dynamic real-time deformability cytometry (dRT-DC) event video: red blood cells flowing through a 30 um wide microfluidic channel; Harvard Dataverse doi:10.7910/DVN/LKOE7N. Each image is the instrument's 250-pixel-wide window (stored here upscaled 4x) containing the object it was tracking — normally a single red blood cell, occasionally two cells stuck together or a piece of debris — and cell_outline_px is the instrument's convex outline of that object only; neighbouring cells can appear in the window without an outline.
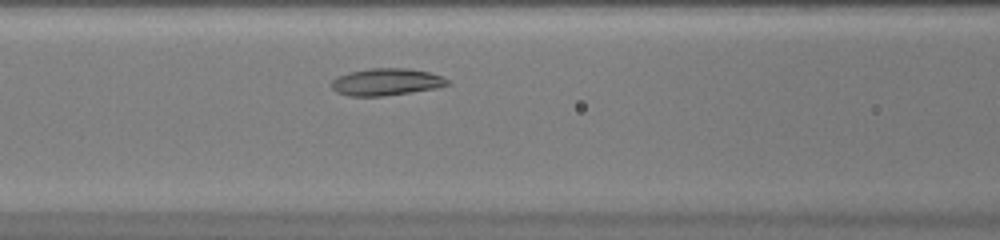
{"species": "common noctule bat (a hibernating species)", "species_latin": "Nyctalus noctula", "temperature_condition": "warm", "stored_images_in_passage": 27, "camera_frame_rate_fps": 3000, "um_per_image_px": 0.085, "animal": {"sex": "female", "body_mass_g": 20.0, "forearm_length_mm": 54.0}, "frame": {"image": 1, "passage_image": 8, "time_ms": 2.333, "image_size_px": [1000, 240], "cell_outline_px": [[452, 84], [436, 88], [380, 96], [348, 96], [336, 92], [332, 88], [332, 80], [336, 76], [348, 72], [368, 68], [408, 68], [428, 72], [444, 76]], "centroid_in_image_um": [32.82, 6.95], "position_along_channel_um": 133.8, "area_um2": 18.38}}
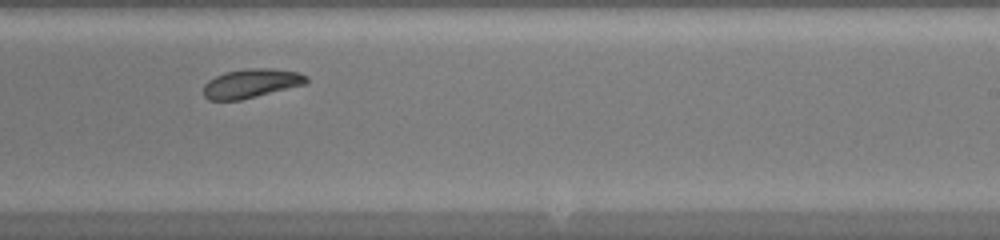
{"frame": {"image": 2, "passage_image": 17, "time_ms": 5.333, "image_size_px": [1000, 240], "cell_outline_px": [[308, 80], [304, 84], [240, 100], [208, 100], [204, 96], [204, 84], [208, 80], [224, 72], [248, 68], [272, 68], [300, 72], [308, 76]], "centroid_in_image_um": [21.34, 7.07], "position_along_channel_um": 267.7, "area_um2": 17.34}}
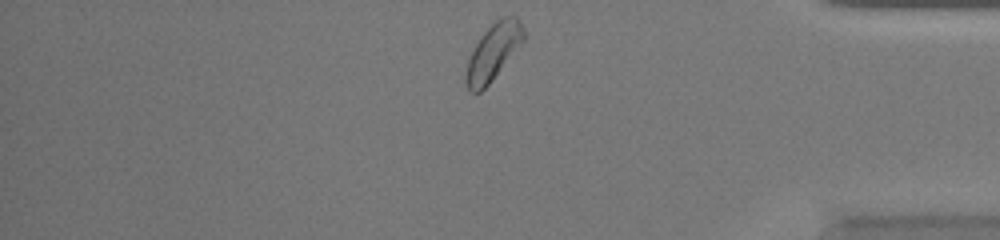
{"frame": {"image": 3, "passage_image": 27, "time_ms": 8.667, "image_size_px": [1000, 240], "cell_outline_px": [[524, 40], [492, 80], [480, 92], [472, 92], [468, 88], [464, 80], [464, 76], [468, 60], [476, 44], [484, 32], [496, 20], [504, 16], [516, 16], [524, 32]], "centroid_in_image_um": [41.9, 4.43], "position_along_channel_um": 393.3, "area_um2": 18.44}}